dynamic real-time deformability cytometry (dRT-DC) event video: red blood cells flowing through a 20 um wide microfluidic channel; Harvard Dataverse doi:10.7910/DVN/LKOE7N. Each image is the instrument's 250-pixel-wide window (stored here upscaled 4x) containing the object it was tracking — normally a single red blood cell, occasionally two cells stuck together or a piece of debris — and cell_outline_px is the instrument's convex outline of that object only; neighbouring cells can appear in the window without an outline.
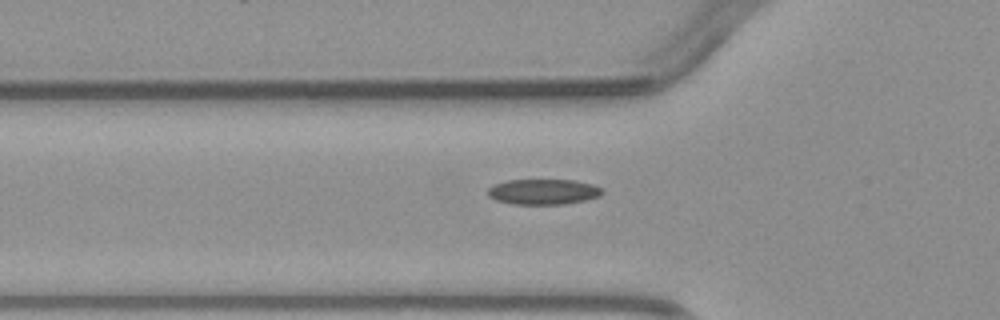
{"species": "common noctule bat (a hibernating species)", "species_latin": "Nyctalus noctula", "temperature_condition": "warm", "stored_images_in_passage": 4, "camera_frame_rate_fps": 3000, "um_per_image_px": 0.085, "animal": {"sex": "male", "body_mass_g": 23.1, "forearm_length_mm": 52.7}, "frame": {"image": 1, "passage_image": 4, "time_ms": 3.667, "image_size_px": [1000, 320], "cell_outline_px": [[604, 192], [600, 196], [584, 200], [564, 204], [512, 204], [496, 200], [488, 196], [488, 188], [496, 184], [508, 180], [572, 180], [592, 184], [600, 188]], "centroid_in_image_um": [46.17, 16.3], "position_along_channel_um": 79.6, "area_um2": 16.82}}